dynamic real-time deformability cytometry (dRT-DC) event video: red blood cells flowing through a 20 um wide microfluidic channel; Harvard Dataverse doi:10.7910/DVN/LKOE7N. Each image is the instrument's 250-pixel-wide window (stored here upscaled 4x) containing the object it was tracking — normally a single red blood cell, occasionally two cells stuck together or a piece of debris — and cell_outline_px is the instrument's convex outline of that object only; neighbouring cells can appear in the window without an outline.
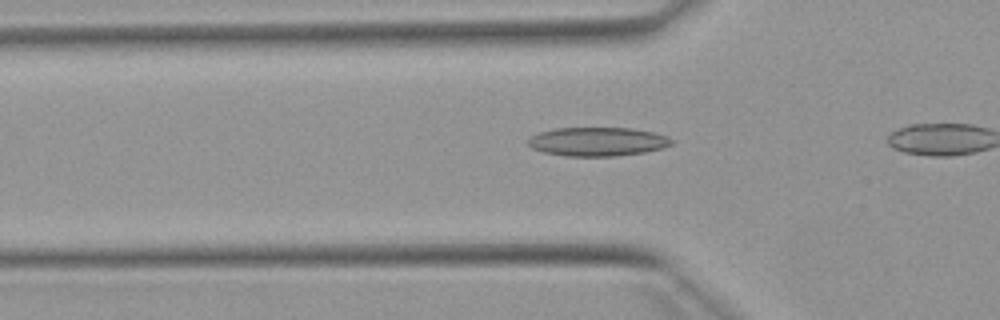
{"species": "Egyptian fruit bat (a non-hibernating species)", "species_latin": "Rousettus aegyptiacus", "temperature_condition": "warm", "stored_images_in_passage": 27, "camera_frame_rate_fps": 3000, "um_per_image_px": 0.085, "animal": {"sex": "female"}, "frame": {"image": 1, "passage_image": 10, "time_ms": 3.0, "image_size_px": [1000, 320], "cell_outline_px": [[672, 144], [664, 148], [644, 152], [612, 156], [564, 156], [544, 152], [532, 148], [528, 144], [528, 140], [532, 136], [540, 132], [556, 128], [632, 128], [652, 132], [668, 136], [672, 140]], "centroid_in_image_um": [50.8, 12.04], "position_along_channel_um": 75.0, "area_um2": 23.99}}
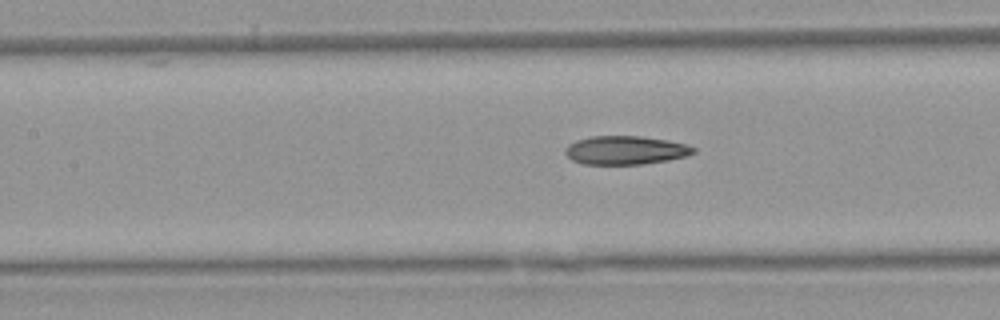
{"frame": {"image": 2, "passage_image": 16, "time_ms": 5.0, "image_size_px": [1000, 320], "cell_outline_px": [[696, 152], [688, 156], [668, 160], [644, 164], [584, 164], [572, 160], [564, 152], [564, 148], [568, 144], [576, 140], [592, 136], [640, 136], [668, 140], [688, 144], [696, 148]], "centroid_in_image_um": [53.19, 12.76], "position_along_channel_um": 154.2, "area_um2": 21.56}}
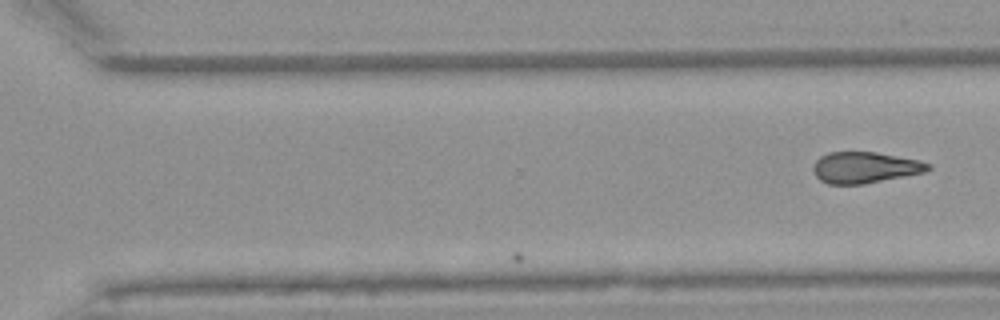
{"frame": {"image": 3, "passage_image": 27, "time_ms": 8.667, "image_size_px": [1000, 320], "cell_outline_px": [[932, 168], [924, 172], [864, 184], [828, 184], [820, 180], [816, 176], [812, 168], [816, 160], [820, 156], [828, 152], [876, 152], [920, 160], [932, 164]], "centroid_in_image_um": [73.52, 14.23], "position_along_channel_um": 297.1, "area_um2": 20.92}}